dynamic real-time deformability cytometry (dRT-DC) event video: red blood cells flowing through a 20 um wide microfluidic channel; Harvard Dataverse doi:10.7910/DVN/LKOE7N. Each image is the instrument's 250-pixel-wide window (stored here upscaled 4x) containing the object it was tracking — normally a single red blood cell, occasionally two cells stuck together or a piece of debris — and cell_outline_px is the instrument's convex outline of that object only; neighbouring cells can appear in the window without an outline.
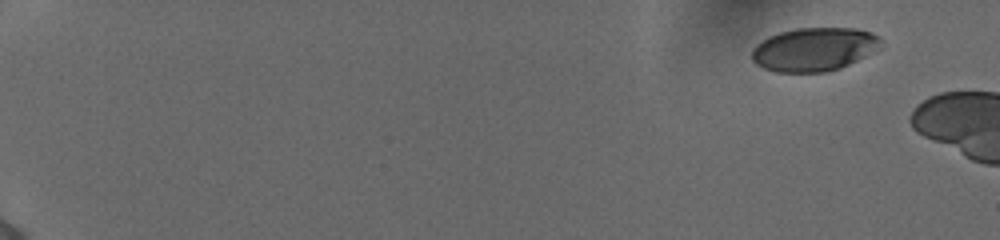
{"species": "human", "species_latin": "Homo sapiens", "temperature_condition": "cold", "stored_images_in_passage": 6, "camera_frame_rate_fps": 3000, "um_per_image_px": 0.085, "donor": {"sex": "female"}, "frame": {"image": 1, "passage_image": 1, "time_ms": 0.0, "image_size_px": [1000, 240], "cell_outline_px": [[884, 48], [876, 52], [840, 68], [828, 72], [776, 72], [764, 68], [756, 64], [752, 60], [752, 48], [756, 44], [768, 36], [780, 32], [796, 28], [856, 28], [872, 32], [880, 36], [884, 40]], "centroid_in_image_um": [69.28, 4.18], "position_along_channel_um": 15.7, "area_um2": 33.41}}